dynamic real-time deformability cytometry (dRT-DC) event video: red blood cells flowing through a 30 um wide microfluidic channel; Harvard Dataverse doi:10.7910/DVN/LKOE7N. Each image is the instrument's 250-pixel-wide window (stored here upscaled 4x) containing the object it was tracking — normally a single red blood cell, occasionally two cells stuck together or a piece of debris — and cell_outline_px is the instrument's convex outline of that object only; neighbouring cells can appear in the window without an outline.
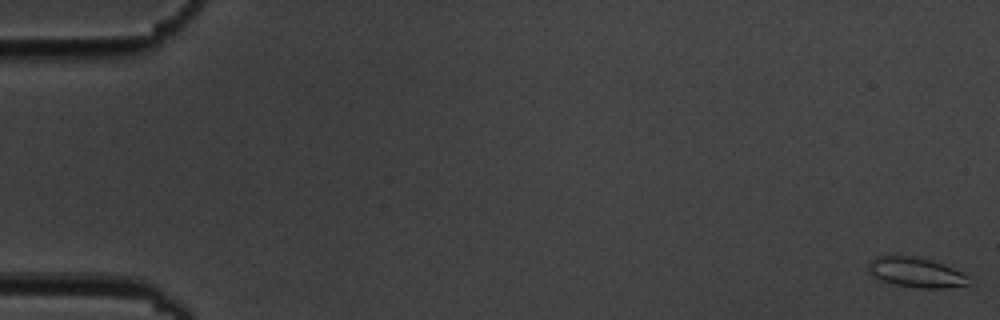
{"species": "common noctule bat (a hibernating species)", "species_latin": "Nyctalus noctula", "temperature_condition": "cold", "stored_images_in_passage": 5, "camera_frame_rate_fps": 3000, "um_per_image_px": 0.085, "animal": {"sex": "male", "body_mass_g": 19.5, "forearm_length_mm": 54.6}, "frame": {"image": 1, "passage_image": 1, "time_ms": 0.0, "image_size_px": [1000, 320], "cell_outline_px": [[972, 284], [948, 288], [920, 288], [892, 284], [880, 280], [868, 272], [868, 264], [876, 256], [916, 256], [932, 260], [952, 268], [968, 276]], "centroid_in_image_um": [77.87, 23.16], "position_along_channel_um": 7.1, "area_um2": 17.57}}
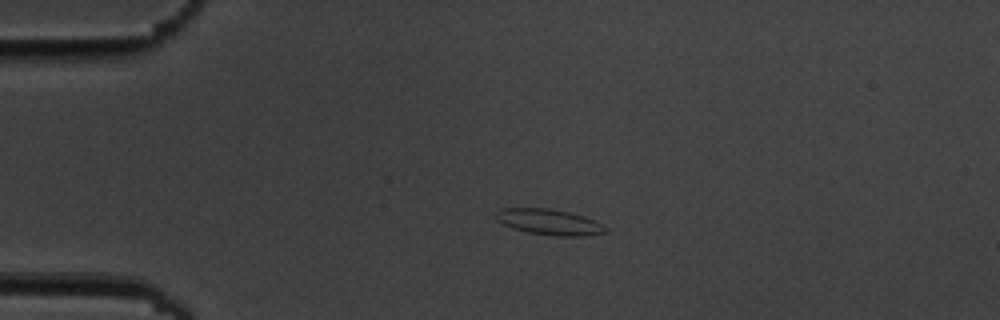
{"frame": {"image": 2, "passage_image": 4, "time_ms": 4.333, "image_size_px": [1000, 320], "cell_outline_px": [[608, 232], [584, 236], [552, 236], [528, 232], [512, 228], [496, 220], [496, 212], [500, 208], [552, 208], [584, 216], [600, 224]], "centroid_in_image_um": [46.64, 18.87], "position_along_channel_um": 38.4, "area_um2": 16.36}}